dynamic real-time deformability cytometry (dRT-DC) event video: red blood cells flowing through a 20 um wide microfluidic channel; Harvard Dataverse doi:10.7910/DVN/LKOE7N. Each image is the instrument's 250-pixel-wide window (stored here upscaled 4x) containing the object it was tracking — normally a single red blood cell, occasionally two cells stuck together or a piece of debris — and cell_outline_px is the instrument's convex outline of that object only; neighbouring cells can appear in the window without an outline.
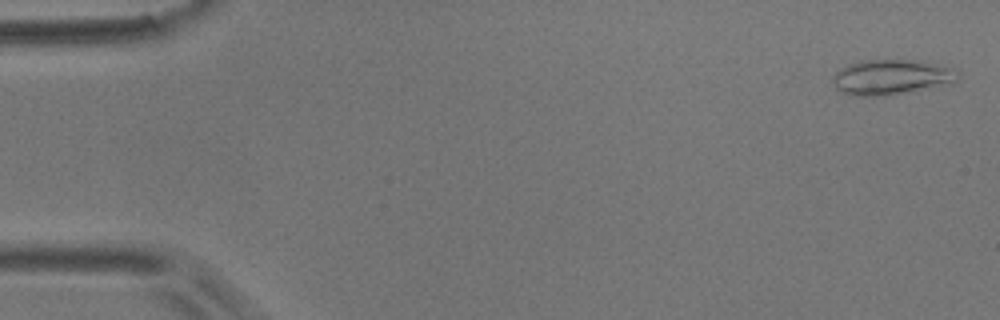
{"species": "common noctule bat (a hibernating species)", "species_latin": "Nyctalus noctula", "temperature_condition": "room temperature", "stored_images_in_passage": 6, "camera_frame_rate_fps": 3000, "um_per_image_px": 0.085, "animal": {"sex": "male", "body_mass_g": 17.9}, "frame": {"image": 1, "passage_image": 1, "time_ms": 0.0, "image_size_px": [1000, 320], "cell_outline_px": [[960, 76], [956, 80], [884, 96], [856, 96], [844, 92], [836, 88], [832, 80], [832, 76], [840, 68], [848, 64], [860, 60], [916, 60], [960, 68]], "centroid_in_image_um": [75.73, 6.52], "position_along_channel_um": 9.3, "area_um2": 25.26}}